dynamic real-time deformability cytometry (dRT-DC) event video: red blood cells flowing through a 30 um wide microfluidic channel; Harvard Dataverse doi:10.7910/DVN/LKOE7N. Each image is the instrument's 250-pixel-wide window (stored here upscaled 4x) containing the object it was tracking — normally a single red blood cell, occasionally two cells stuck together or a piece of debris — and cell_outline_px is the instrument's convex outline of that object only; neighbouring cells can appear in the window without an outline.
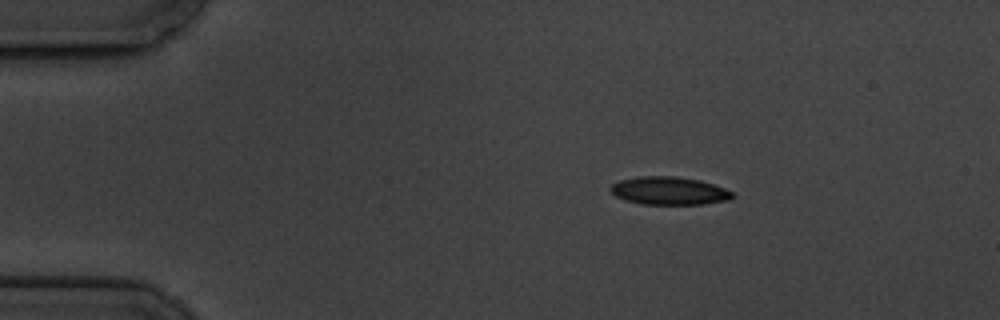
{"species": "common noctule bat (a hibernating species)", "species_latin": "Nyctalus noctula", "temperature_condition": "cold", "stored_images_in_passage": 4, "camera_frame_rate_fps": 3000, "um_per_image_px": 0.085, "animal": {"sex": "male", "body_mass_g": 19.5, "forearm_length_mm": 54.6}, "frame": {"image": 1, "passage_image": 2, "time_ms": 1.333, "image_size_px": [1000, 320], "cell_outline_px": [[736, 196], [728, 200], [704, 204], [640, 204], [616, 196], [608, 188], [612, 184], [620, 180], [636, 176], [676, 176], [700, 180], [724, 188], [732, 192]], "centroid_in_image_um": [56.88, 16.21], "position_along_channel_um": 28.1, "area_um2": 19.88}}